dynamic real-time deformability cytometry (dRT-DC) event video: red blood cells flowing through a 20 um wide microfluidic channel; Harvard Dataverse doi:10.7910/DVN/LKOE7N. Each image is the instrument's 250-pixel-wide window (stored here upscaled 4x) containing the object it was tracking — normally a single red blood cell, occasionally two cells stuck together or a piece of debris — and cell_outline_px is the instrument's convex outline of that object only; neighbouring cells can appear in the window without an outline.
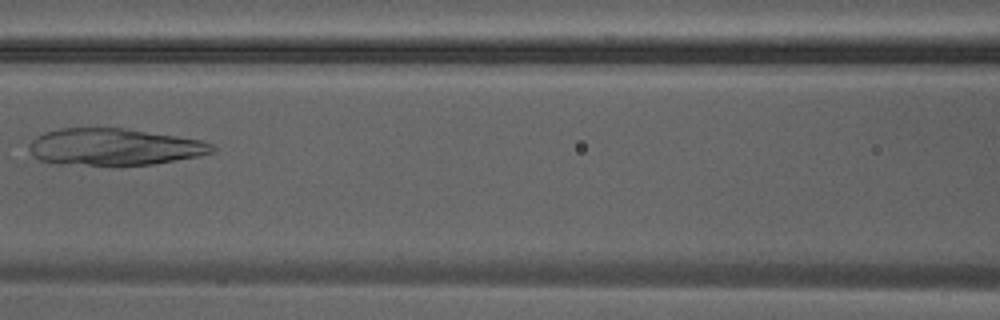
{"species": "Egyptian fruit bat (a non-hibernating species)", "species_latin": "Rousettus aegyptiacus", "temperature_condition": "warm", "stored_images_in_passage": 39, "camera_frame_rate_fps": 3000, "um_per_image_px": 0.085, "animal": {"sex": "male"}, "frame": {"image": 1, "passage_image": 17, "time_ms": 5.333, "image_size_px": [1000, 320], "cell_outline_px": [[216, 148], [212, 152], [196, 156], [152, 164], [60, 164], [40, 160], [32, 152], [32, 140], [36, 136], [44, 132], [60, 128], [124, 128], [176, 136], [200, 140], [212, 144]], "centroid_in_image_um": [9.7, 12.47], "position_along_channel_um": 156.9, "area_um2": 38.44}}